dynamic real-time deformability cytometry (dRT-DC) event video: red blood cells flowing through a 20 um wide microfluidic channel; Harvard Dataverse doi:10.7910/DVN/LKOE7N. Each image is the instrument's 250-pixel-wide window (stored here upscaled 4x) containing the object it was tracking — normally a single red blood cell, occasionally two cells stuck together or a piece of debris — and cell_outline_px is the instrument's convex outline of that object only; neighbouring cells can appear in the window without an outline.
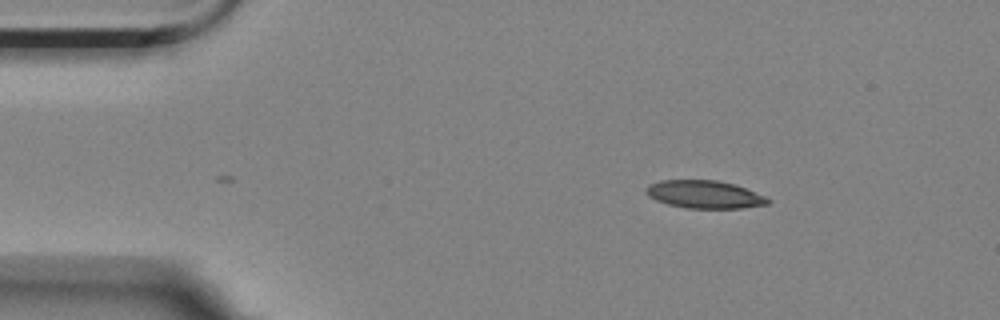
{"species": "Egyptian fruit bat (a non-hibernating species)", "species_latin": "Rousettus aegyptiacus", "temperature_condition": "room temperature", "stored_images_in_passage": 3, "camera_frame_rate_fps": 3000, "um_per_image_px": 0.085, "animal": {"sex": "female"}, "frame": {"image": 1, "passage_image": 3, "time_ms": 0.667, "image_size_px": [1000, 320], "cell_outline_px": [[772, 200], [768, 204], [744, 208], [688, 208], [668, 204], [656, 200], [648, 196], [644, 192], [644, 188], [648, 184], [660, 180], [716, 180], [736, 184], [764, 196]], "centroid_in_image_um": [59.85, 16.52], "position_along_channel_um": 25.1, "area_um2": 19.88}}